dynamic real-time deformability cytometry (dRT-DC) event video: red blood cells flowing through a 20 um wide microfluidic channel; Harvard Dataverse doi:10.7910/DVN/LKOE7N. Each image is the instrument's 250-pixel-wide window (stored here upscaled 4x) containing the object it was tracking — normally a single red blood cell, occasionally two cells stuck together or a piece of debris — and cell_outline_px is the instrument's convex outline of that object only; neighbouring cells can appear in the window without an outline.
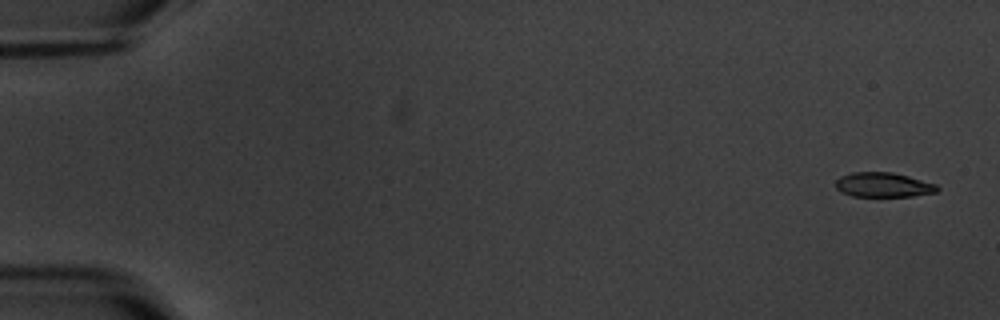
{"species": "common noctule bat (a hibernating species)", "species_latin": "Nyctalus noctula", "temperature_condition": "warm", "stored_images_in_passage": 7, "camera_frame_rate_fps": 3000, "um_per_image_px": 0.085, "animal": {"sex": "male", "body_mass_g": 20.1, "forearm_length_mm": 53.5}, "frame": {"image": 1, "passage_image": 1, "time_ms": 0.0, "image_size_px": [1000, 320], "cell_outline_px": [[940, 188], [936, 192], [912, 196], [852, 196], [840, 192], [836, 188], [836, 180], [840, 176], [852, 172], [892, 172], [908, 176], [936, 184]], "centroid_in_image_um": [75.06, 15.71], "position_along_channel_um": 9.9, "area_um2": 14.57}}
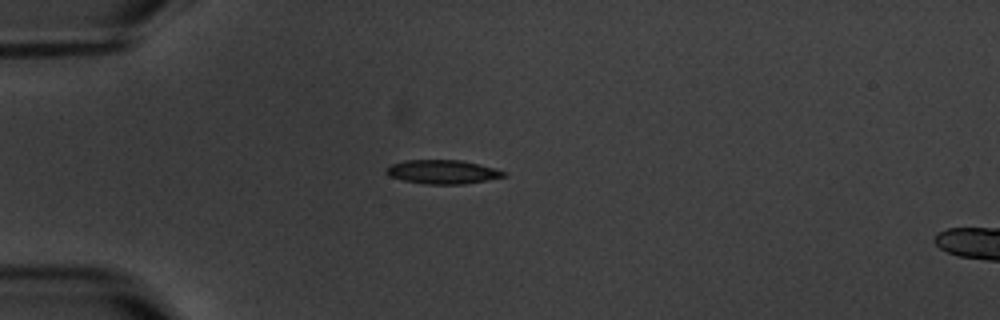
{"frame": {"image": 2, "passage_image": 5, "time_ms": 4.667, "image_size_px": [1000, 320], "cell_outline_px": [[508, 176], [488, 180], [464, 184], [428, 184], [404, 180], [392, 176], [384, 168], [392, 164], [404, 160], [460, 160], [508, 172]], "centroid_in_image_um": [37.66, 14.61], "position_along_channel_um": 47.3, "area_um2": 16.13}}